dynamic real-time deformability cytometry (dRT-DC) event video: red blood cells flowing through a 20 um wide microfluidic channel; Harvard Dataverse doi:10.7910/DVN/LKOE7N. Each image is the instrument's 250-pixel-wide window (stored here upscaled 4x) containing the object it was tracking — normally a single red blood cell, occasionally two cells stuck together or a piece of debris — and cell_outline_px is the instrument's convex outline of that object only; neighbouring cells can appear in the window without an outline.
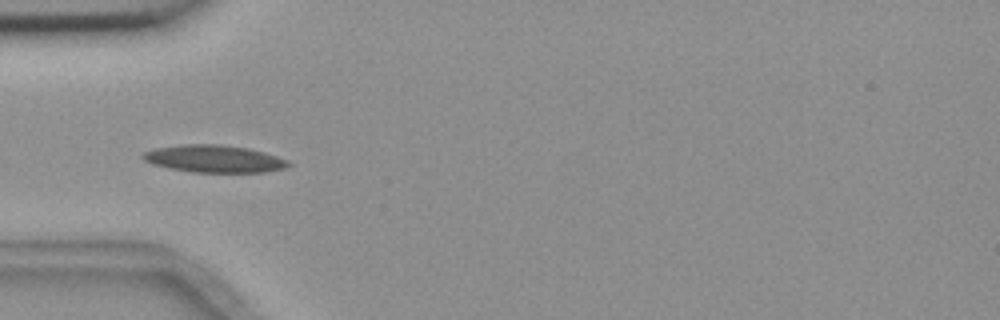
{"species": "common noctule bat (a hibernating species)", "species_latin": "Nyctalus noctula", "temperature_condition": "room temperature", "stored_images_in_passage": 4, "camera_frame_rate_fps": 3000, "um_per_image_px": 0.085, "animal": {"sex": "female", "body_mass_g": 18.4}, "frame": {"image": 1, "passage_image": 1, "time_ms": 0.0, "image_size_px": [1000, 320], "cell_outline_px": [[292, 164], [288, 168], [264, 172], [192, 172], [168, 168], [152, 164], [144, 160], [140, 156], [144, 152], [156, 148], [184, 144], [220, 144], [248, 148], [264, 152], [288, 160]], "centroid_in_image_um": [18.22, 13.5], "position_along_channel_um": 66.8, "area_um2": 23.29}}
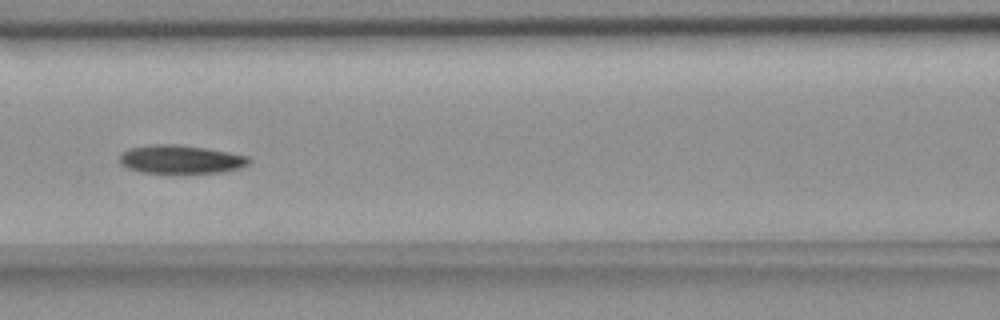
{"frame": {"image": 2, "passage_image": 3, "time_ms": 2.333, "image_size_px": [1000, 320], "cell_outline_px": [[252, 160], [248, 164], [240, 168], [224, 172], [140, 172], [128, 168], [120, 164], [120, 156], [128, 148], [156, 144], [176, 144], [204, 148], [248, 156]], "centroid_in_image_um": [15.36, 13.54], "position_along_channel_um": 151.2, "area_um2": 21.1}}
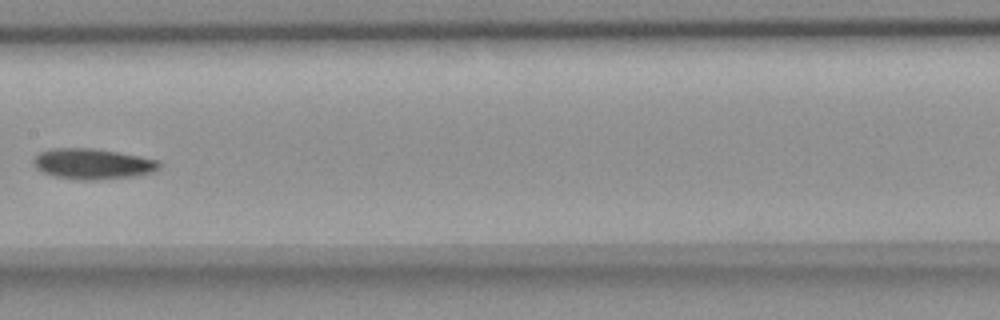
{"frame": {"image": 3, "passage_image": 4, "time_ms": 3.667, "image_size_px": [1000, 320], "cell_outline_px": [[160, 168], [156, 172], [132, 176], [96, 180], [80, 180], [52, 176], [36, 168], [32, 164], [32, 160], [40, 152], [52, 148], [92, 148], [140, 156], [160, 160]], "centroid_in_image_um": [7.88, 13.93], "position_along_channel_um": 199.5, "area_um2": 22.54}}